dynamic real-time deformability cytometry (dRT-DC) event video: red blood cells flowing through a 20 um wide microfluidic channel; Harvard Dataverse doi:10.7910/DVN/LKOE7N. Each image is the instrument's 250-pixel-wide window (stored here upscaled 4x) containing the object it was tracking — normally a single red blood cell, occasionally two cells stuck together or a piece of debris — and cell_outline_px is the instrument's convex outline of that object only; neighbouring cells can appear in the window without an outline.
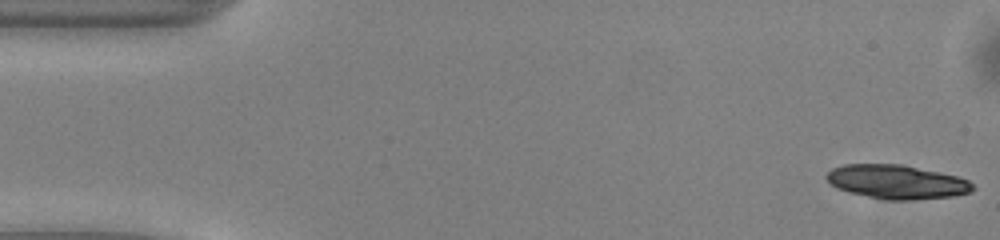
{"species": "common noctule bat (a hibernating species)", "species_latin": "Nyctalus noctula", "temperature_condition": "warm", "stored_images_in_passage": 49, "camera_frame_rate_fps": 3000, "um_per_image_px": 0.085, "animal": {"sex": "male", "body_mass_g": 13.0, "forearm_length_mm": 53.1}, "frame": {"image": 1, "passage_image": 1, "time_ms": 0.0, "image_size_px": [1000, 240], "cell_outline_px": [[976, 188], [968, 192], [952, 196], [912, 200], [884, 200], [848, 192], [836, 188], [824, 176], [832, 168], [844, 164], [904, 164], [956, 176], [968, 180]], "centroid_in_image_um": [76.19, 15.46], "position_along_channel_um": 8.8, "area_um2": 28.96}}
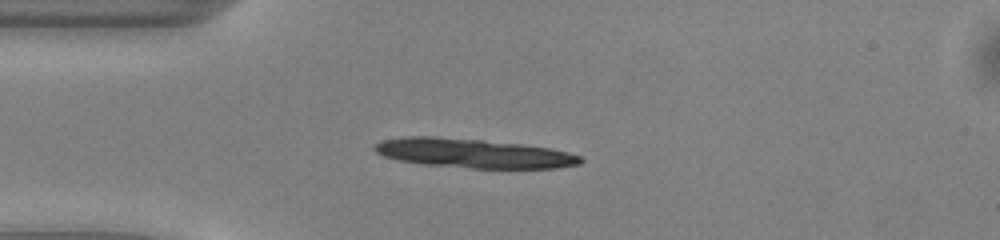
{"frame": {"image": 2, "passage_image": 12, "time_ms": 3.667, "image_size_px": [1000, 240], "cell_outline_px": [[584, 160], [580, 164], [556, 168], [472, 168], [420, 164], [400, 160], [384, 156], [376, 152], [372, 148], [372, 144], [380, 140], [408, 136], [432, 136], [480, 140], [520, 144], [548, 148], [568, 152], [580, 156]], "centroid_in_image_um": [40.19, 13.03], "position_along_channel_um": 44.8, "area_um2": 34.97}, "authors_computed_cell_mechanics": {"area_um2": 21.4438, "velocity_mm_per_s": 4.0815, "shape_relaxation_time_tau1_ms": 2.8697, "shape_relaxation_time_tau2_ms": 5.0641, "deformation_change_tau1": 0.1475, "deformation_change_tau2": 0.1258}}